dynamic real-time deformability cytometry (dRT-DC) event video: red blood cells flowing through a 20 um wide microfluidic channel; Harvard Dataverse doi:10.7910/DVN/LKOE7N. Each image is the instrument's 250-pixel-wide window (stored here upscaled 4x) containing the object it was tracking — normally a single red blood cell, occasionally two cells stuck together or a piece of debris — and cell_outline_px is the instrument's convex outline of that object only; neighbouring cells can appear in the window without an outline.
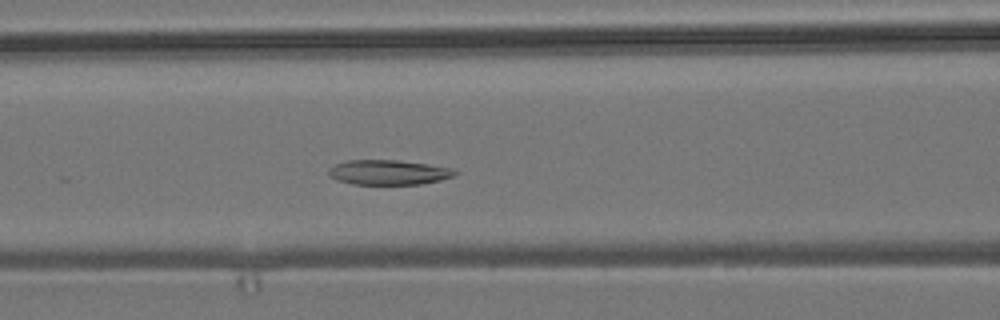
{"species": "common noctule bat (a hibernating species)", "species_latin": "Nyctalus noctula", "temperature_condition": "room temperature", "stored_images_in_passage": 28, "camera_frame_rate_fps": 3000, "um_per_image_px": 0.085, "animal": {"sex": "male", "body_mass_g": 19.2, "forearm_length_mm": 51.8}, "frame": {"image": 1, "passage_image": 18, "time_ms": 5.667, "image_size_px": [1000, 320], "cell_outline_px": [[460, 172], [452, 176], [440, 180], [420, 184], [352, 184], [336, 180], [328, 176], [328, 168], [336, 164], [348, 160], [400, 160], [456, 168]], "centroid_in_image_um": [33.04, 14.64], "position_along_channel_um": 133.6, "area_um2": 18.5}}
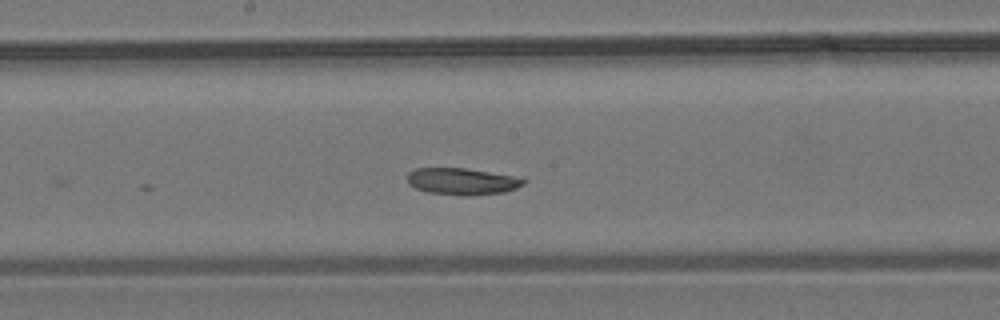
{"frame": {"image": 2, "passage_image": 24, "time_ms": 7.667, "image_size_px": [1000, 320], "cell_outline_px": [[528, 180], [524, 184], [516, 188], [504, 192], [464, 196], [428, 192], [416, 188], [408, 184], [408, 172], [416, 168], [464, 168], [524, 176]], "centroid_in_image_um": [39.36, 15.4], "position_along_channel_um": 208.8, "area_um2": 18.44}}
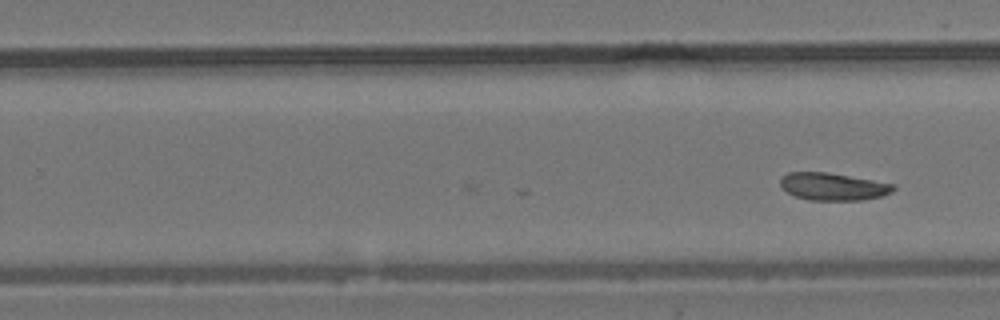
{"frame": {"image": 3, "passage_image": 28, "time_ms": 9.0, "image_size_px": [1000, 320], "cell_outline_px": [[896, 188], [892, 192], [880, 196], [864, 200], [808, 200], [796, 196], [788, 192], [780, 184], [780, 176], [788, 172], [828, 172], [896, 184]], "centroid_in_image_um": [70.82, 15.85], "position_along_channel_um": 259.0, "area_um2": 18.15}}